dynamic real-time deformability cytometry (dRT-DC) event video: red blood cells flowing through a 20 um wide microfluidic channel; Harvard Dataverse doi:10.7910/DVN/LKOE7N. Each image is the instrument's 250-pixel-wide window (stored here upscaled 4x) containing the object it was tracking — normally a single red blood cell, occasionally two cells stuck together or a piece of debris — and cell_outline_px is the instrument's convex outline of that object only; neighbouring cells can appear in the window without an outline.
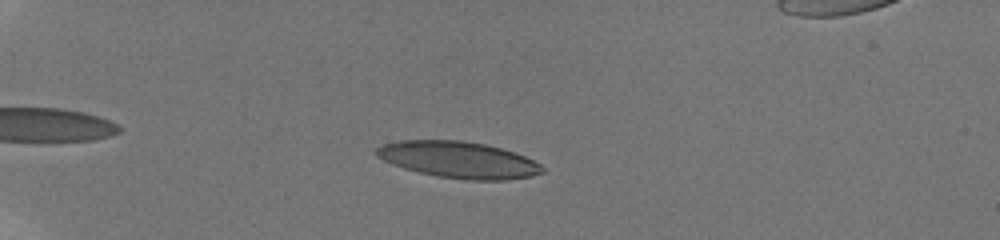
{"species": "human", "species_latin": "Homo sapiens", "temperature_condition": "room temperature", "stored_images_in_passage": 50, "camera_frame_rate_fps": 3000, "um_per_image_px": 0.085, "donor": {"sex": "male"}, "frame": {"image": 1, "passage_image": 10, "time_ms": 3.0, "image_size_px": [1000, 240], "cell_outline_px": [[544, 172], [532, 176], [508, 180], [464, 180], [436, 176], [404, 168], [392, 164], [376, 156], [372, 152], [380, 144], [400, 140], [460, 140], [484, 144], [500, 148], [524, 156], [540, 164], [544, 168]], "centroid_in_image_um": [38.93, 13.58], "position_along_channel_um": 46.1, "area_um2": 35.37}}
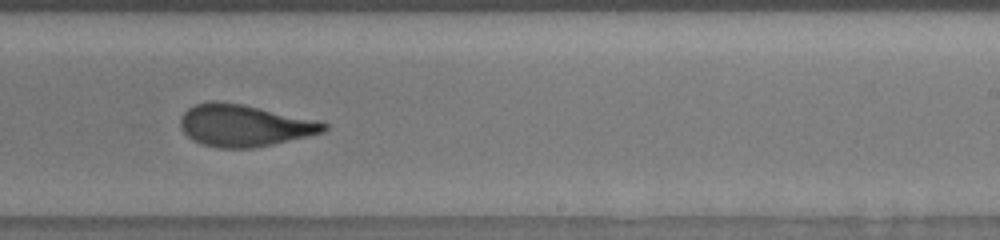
{"frame": {"image": 2, "passage_image": 32, "time_ms": 10.333, "image_size_px": [1000, 240], "cell_outline_px": [[328, 128], [324, 132], [272, 144], [252, 148], [220, 148], [200, 144], [192, 140], [180, 128], [180, 116], [188, 108], [196, 104], [212, 100], [216, 100], [240, 104], [260, 108], [328, 124]], "centroid_in_image_um": [20.67, 10.67], "position_along_channel_um": 268.3, "area_um2": 34.56}}
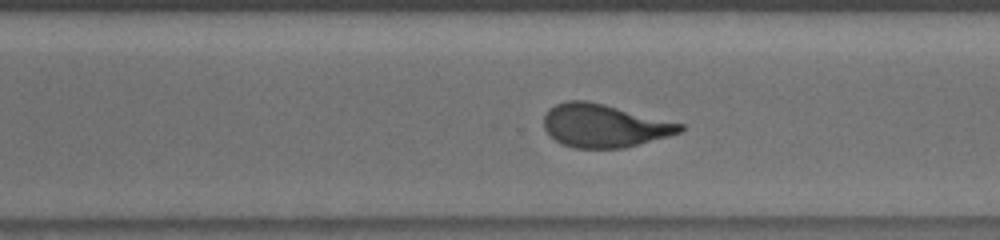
{"frame": {"image": 3, "passage_image": 36, "time_ms": 11.667, "image_size_px": [1000, 240], "cell_outline_px": [[684, 128], [680, 132], [668, 136], [624, 148], [576, 148], [564, 144], [556, 140], [544, 128], [544, 116], [548, 108], [556, 104], [568, 100], [588, 100], [684, 124]], "centroid_in_image_um": [51.34, 10.67], "position_along_channel_um": 319.3, "area_um2": 33.99}, "authors_computed_cell_mechanics": {"area_um2": 34.7667, "velocity_mm_per_s": 3.834, "shape_relaxation_time_tau1_ms": 6.6433, "shape_relaxation_time_tau2_ms": 1.2957, "deformation_change_tau1": 0.2188, "deformation_change_tau2": 0.0926}}